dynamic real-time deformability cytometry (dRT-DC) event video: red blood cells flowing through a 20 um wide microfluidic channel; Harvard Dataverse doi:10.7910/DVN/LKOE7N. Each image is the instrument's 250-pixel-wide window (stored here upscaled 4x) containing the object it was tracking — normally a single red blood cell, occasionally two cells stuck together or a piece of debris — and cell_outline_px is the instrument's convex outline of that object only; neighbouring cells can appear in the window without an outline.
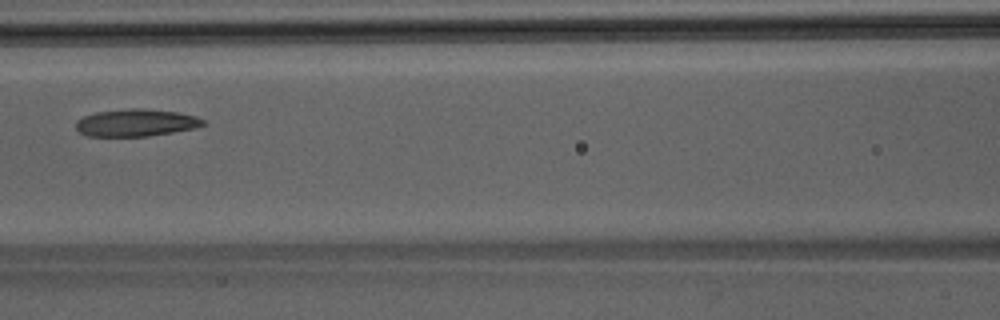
{"species": "Egyptian fruit bat (a non-hibernating species)", "species_latin": "Rousettus aegyptiacus", "temperature_condition": "room temperature", "stored_images_in_passage": 41, "camera_frame_rate_fps": 3000, "um_per_image_px": 0.085, "animal": {"sex": "male"}, "frame": {"image": 1, "passage_image": 15, "time_ms": 4.667, "image_size_px": [1000, 320], "cell_outline_px": [[208, 124], [196, 128], [148, 136], [88, 136], [80, 132], [76, 128], [76, 120], [84, 116], [96, 112], [132, 108], [144, 108], [180, 112], [196, 116], [204, 120]], "centroid_in_image_um": [11.6, 10.42], "position_along_channel_um": 155.0, "area_um2": 20.35}}
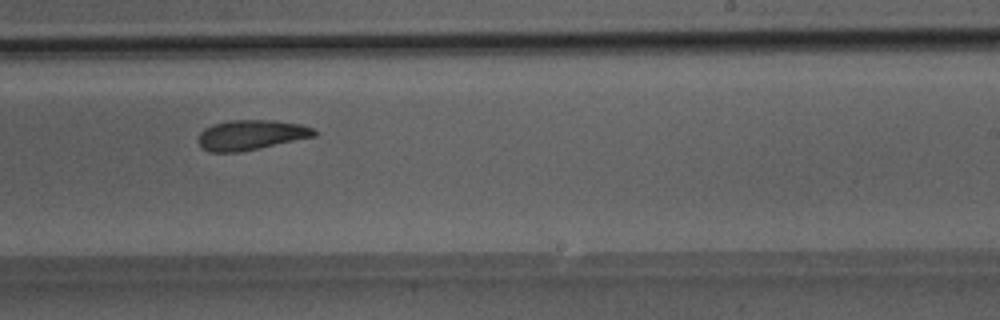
{"frame": {"image": 2, "passage_image": 23, "time_ms": 7.333, "image_size_px": [1000, 320], "cell_outline_px": [[316, 136], [236, 152], [208, 152], [200, 148], [196, 140], [200, 132], [204, 128], [212, 124], [228, 120], [276, 120], [300, 124], [312, 128], [316, 132]], "centroid_in_image_um": [21.25, 11.46], "position_along_channel_um": 267.8, "area_um2": 20.29}}
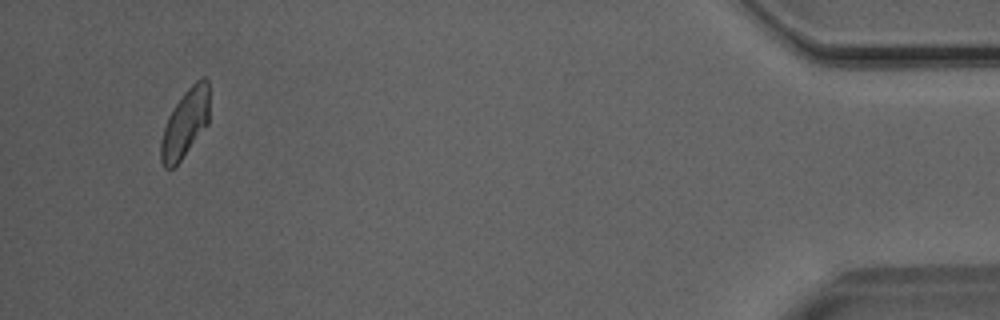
{"frame": {"image": 3, "passage_image": 39, "time_ms": 12.667, "image_size_px": [1000, 320], "cell_outline_px": [[208, 124], [180, 160], [172, 168], [164, 168], [160, 160], [160, 144], [164, 128], [168, 116], [184, 92], [200, 76], [204, 76], [208, 80]], "centroid_in_image_um": [15.73, 10.46], "position_along_channel_um": 419.5, "area_um2": 19.02}}